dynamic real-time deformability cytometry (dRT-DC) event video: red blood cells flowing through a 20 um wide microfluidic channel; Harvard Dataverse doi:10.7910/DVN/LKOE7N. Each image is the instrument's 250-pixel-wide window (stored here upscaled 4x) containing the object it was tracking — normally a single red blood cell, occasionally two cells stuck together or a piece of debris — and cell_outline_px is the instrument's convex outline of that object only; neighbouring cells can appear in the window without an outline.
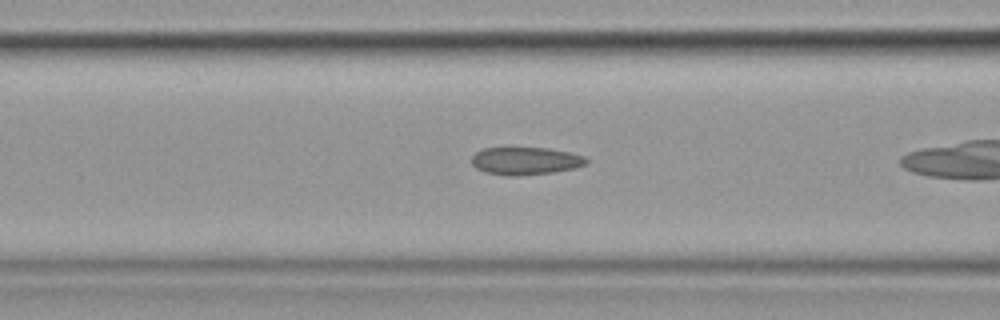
{"species": "common noctule bat (a hibernating species)", "species_latin": "Nyctalus noctula", "temperature_condition": "cold", "stored_images_in_passage": 25, "camera_frame_rate_fps": 3000, "um_per_image_px": 0.085, "animal": {"sex": "female", "body_mass_g": 19.9}, "frame": {"image": 1, "passage_image": 4, "time_ms": 1.0, "image_size_px": [1000, 320], "cell_outline_px": [[588, 164], [572, 168], [552, 172], [516, 176], [512, 176], [484, 172], [476, 168], [472, 164], [472, 156], [476, 152], [484, 148], [548, 148], [568, 152], [584, 156], [588, 160]], "centroid_in_image_um": [44.65, 13.67], "position_along_channel_um": 121.9, "area_um2": 18.32}}
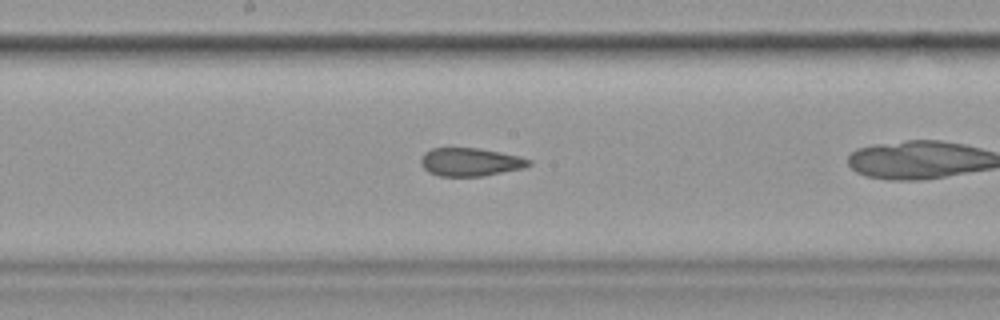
{"frame": {"image": 2, "passage_image": 11, "time_ms": 3.333, "image_size_px": [1000, 320], "cell_outline_px": [[532, 164], [524, 168], [484, 176], [440, 176], [428, 172], [420, 164], [420, 160], [424, 152], [432, 148], [476, 148], [500, 152], [520, 156], [532, 160]], "centroid_in_image_um": [39.99, 13.77], "position_along_channel_um": 208.2, "area_um2": 17.86}}